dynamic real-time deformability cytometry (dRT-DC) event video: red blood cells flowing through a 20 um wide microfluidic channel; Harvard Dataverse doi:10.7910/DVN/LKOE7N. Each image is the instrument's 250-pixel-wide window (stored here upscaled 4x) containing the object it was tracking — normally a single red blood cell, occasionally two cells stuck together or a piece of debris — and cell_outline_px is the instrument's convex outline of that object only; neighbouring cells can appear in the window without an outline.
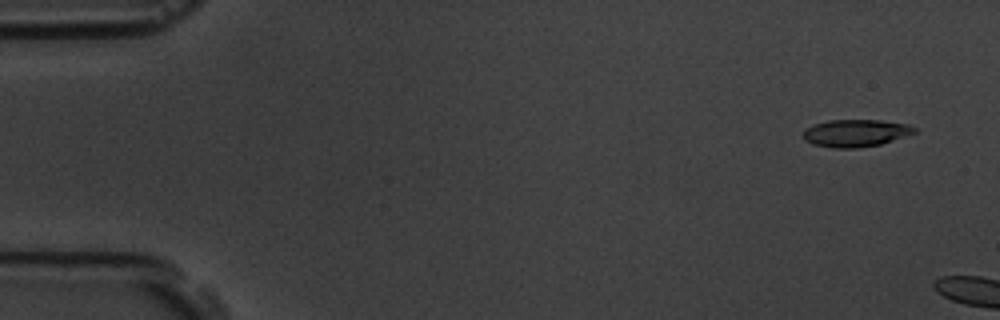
{"species": "common noctule bat (a hibernating species)", "species_latin": "Nyctalus noctula", "temperature_condition": "room temperature", "stored_images_in_passage": 2, "camera_frame_rate_fps": 3000, "um_per_image_px": 0.085, "animal": {"sex": "male", "body_mass_g": 19.5, "forearm_length_mm": 54.6}, "frame": {"image": 1, "passage_image": 1, "time_ms": 0.0, "image_size_px": [1000, 320], "cell_outline_px": [[916, 132], [880, 144], [856, 148], [832, 148], [812, 144], [804, 140], [804, 128], [812, 124], [828, 120], [880, 120], [908, 124], [916, 128]], "centroid_in_image_um": [72.68, 11.3], "position_along_channel_um": 12.3, "area_um2": 17.74}}